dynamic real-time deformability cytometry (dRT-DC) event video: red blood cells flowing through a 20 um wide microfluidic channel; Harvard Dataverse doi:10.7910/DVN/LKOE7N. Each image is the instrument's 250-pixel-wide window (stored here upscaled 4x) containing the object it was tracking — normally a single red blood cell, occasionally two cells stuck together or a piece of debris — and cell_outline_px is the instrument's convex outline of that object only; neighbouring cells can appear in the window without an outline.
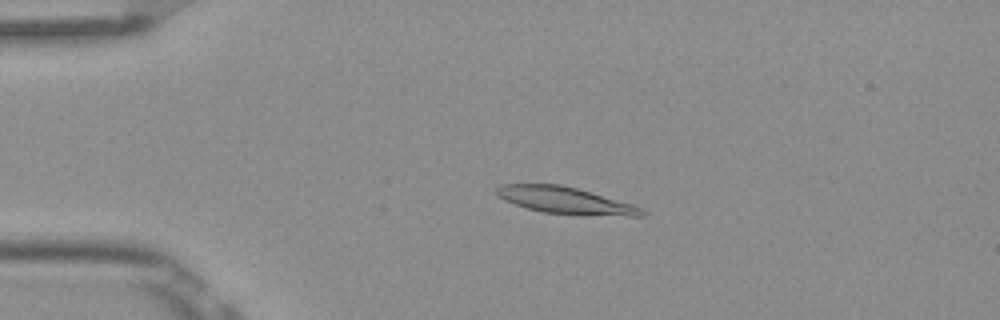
{"species": "Egyptian fruit bat (a non-hibernating species)", "species_latin": "Rousettus aegyptiacus", "temperature_condition": "room temperature", "stored_images_in_passage": 53, "camera_frame_rate_fps": 3000, "um_per_image_px": 0.085, "frame": {"image": 1, "passage_image": 12, "time_ms": 3.667, "image_size_px": [1000, 320], "cell_outline_px": [[648, 212], [644, 216], [628, 216], [544, 212], [528, 208], [504, 200], [496, 192], [496, 188], [500, 184], [560, 184], [576, 188], [632, 204]], "centroid_in_image_um": [48.05, 17.02], "position_along_channel_um": 36.9, "area_um2": 22.02}}
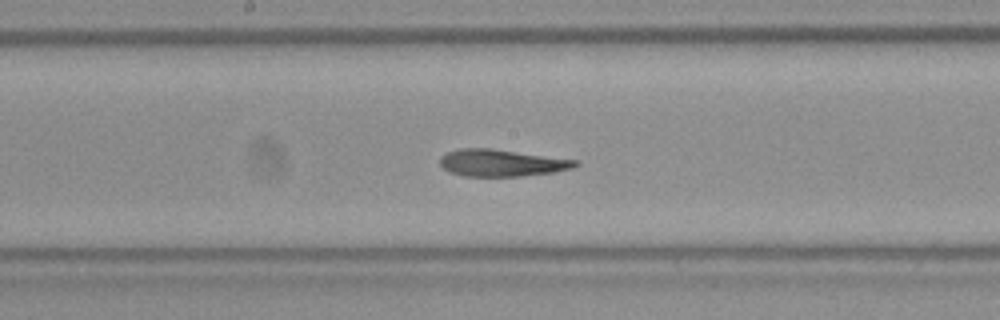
{"frame": {"image": 2, "passage_image": 28, "time_ms": 9.0, "image_size_px": [1000, 320], "cell_outline_px": [[580, 164], [572, 168], [552, 172], [520, 176], [464, 176], [448, 172], [440, 164], [440, 156], [448, 152], [460, 148], [492, 148], [576, 160]], "centroid_in_image_um": [42.6, 13.84], "position_along_channel_um": 205.6, "area_um2": 21.15}}
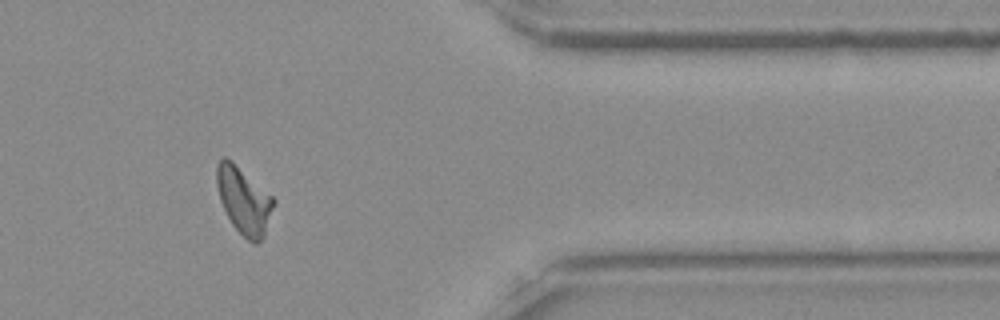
{"frame": {"image": 3, "passage_image": 44, "time_ms": 14.333, "image_size_px": [1000, 320], "cell_outline_px": [[276, 204], [264, 236], [256, 244], [252, 244], [232, 224], [220, 200], [216, 184], [216, 164], [224, 156], [232, 160], [272, 196], [276, 200]], "centroid_in_image_um": [20.74, 17.03], "position_along_channel_um": 390.7, "area_um2": 22.2}, "authors_computed_cell_mechanics": {"area_um2": 21.7328, "velocity_mm_per_s": 3.8554, "shape_relaxation_time_tau1_ms": 7.8885, "shape_relaxation_time_tau2_ms": 2.9138, "deformation_change_tau1": 0.2266, "deformation_change_tau2": 0.1217}}